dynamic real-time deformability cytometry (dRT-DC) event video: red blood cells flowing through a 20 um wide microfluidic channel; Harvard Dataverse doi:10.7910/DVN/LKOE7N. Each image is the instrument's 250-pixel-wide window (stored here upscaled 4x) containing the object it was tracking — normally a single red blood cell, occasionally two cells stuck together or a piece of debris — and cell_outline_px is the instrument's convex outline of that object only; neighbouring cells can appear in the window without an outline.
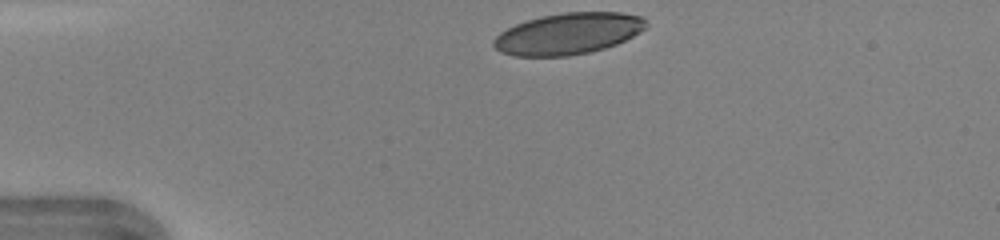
{"species": "human", "species_latin": "Homo sapiens", "temperature_condition": "warm", "stored_images_in_passage": 31, "camera_frame_rate_fps": 3000, "um_per_image_px": 0.085, "donor": {"sex": "female"}, "frame": {"image": 1, "passage_image": 1, "time_ms": 0.0, "image_size_px": [1000, 240], "cell_outline_px": [[648, 24], [640, 32], [616, 44], [604, 48], [588, 52], [568, 56], [512, 56], [500, 52], [492, 44], [492, 40], [500, 32], [516, 24], [540, 16], [564, 12], [620, 12], [640, 16]], "centroid_in_image_um": [48.26, 2.86], "position_along_channel_um": 36.7, "area_um2": 36.65}}
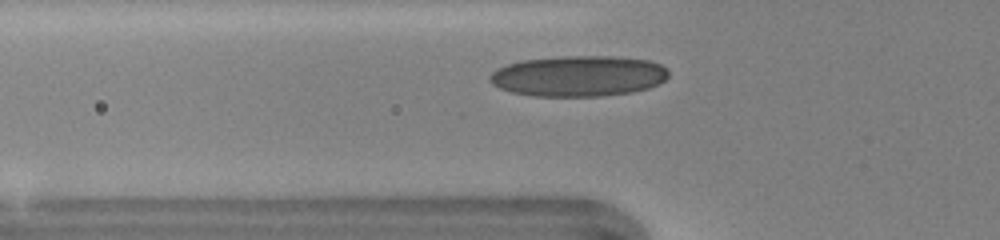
{"frame": {"image": 2, "passage_image": 7, "time_ms": 2.0, "image_size_px": [1000, 240], "cell_outline_px": [[668, 76], [660, 84], [648, 88], [632, 92], [600, 96], [532, 96], [512, 92], [500, 88], [492, 84], [488, 80], [488, 76], [496, 68], [520, 60], [564, 56], [612, 56], [648, 60], [660, 64], [668, 68]], "centroid_in_image_um": [49.16, 6.46], "position_along_channel_um": 76.6, "area_um2": 42.71}}
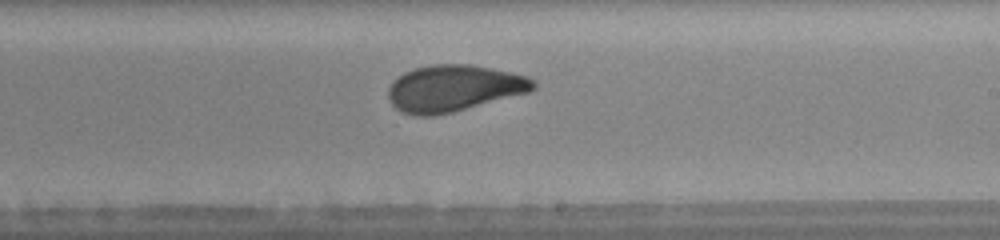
{"frame": {"image": 3, "passage_image": 19, "time_ms": 6.0, "image_size_px": [1000, 240], "cell_outline_px": [[536, 88], [528, 92], [452, 112], [432, 116], [416, 116], [400, 112], [388, 100], [388, 88], [392, 80], [404, 72], [416, 68], [432, 64], [468, 64], [528, 76], [536, 84]], "centroid_in_image_um": [38.51, 7.51], "position_along_channel_um": 250.5, "area_um2": 39.13}, "authors_computed_cell_mechanics": {"area_um2": 38.8416, "velocity_mm_per_s": 4.3336, "shape_relaxation_time_tau1_ms": 5.4354, "shape_relaxation_time_tau2_ms": 0.9452, "deformation_change_tau1": 0.1723, "deformation_change_tau2": 0.0753}}